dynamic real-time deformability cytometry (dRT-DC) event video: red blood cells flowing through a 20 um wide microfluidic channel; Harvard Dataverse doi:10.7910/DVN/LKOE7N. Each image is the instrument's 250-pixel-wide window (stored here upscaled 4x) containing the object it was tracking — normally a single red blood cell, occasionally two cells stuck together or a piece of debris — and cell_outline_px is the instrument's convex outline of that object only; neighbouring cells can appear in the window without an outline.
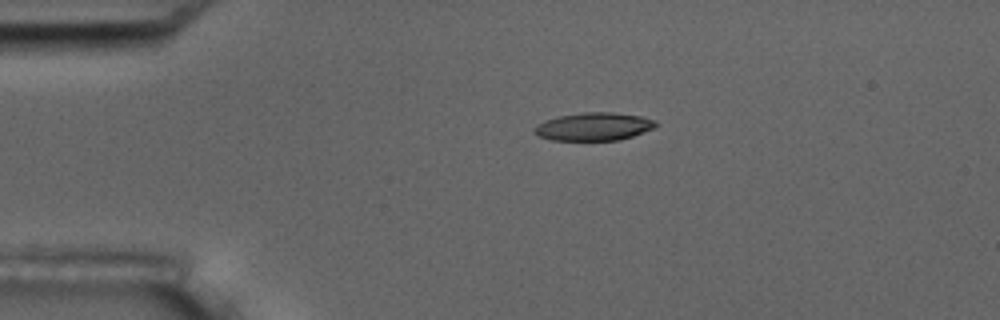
{"species": "common noctule bat (a hibernating species)", "species_latin": "Nyctalus noctula", "temperature_condition": "room temperature", "stored_images_in_passage": 5, "camera_frame_rate_fps": 3000, "um_per_image_px": 0.085, "animal": {"sex": "male", "body_mass_g": 17.5, "forearm_length_mm": 52.3}, "frame": {"image": 1, "passage_image": 5, "time_ms": 5.333, "image_size_px": [1000, 320], "cell_outline_px": [[660, 124], [652, 128], [632, 136], [620, 140], [552, 140], [540, 136], [532, 132], [532, 128], [536, 124], [544, 120], [560, 116], [584, 112], [612, 112], [640, 116], [656, 120]], "centroid_in_image_um": [50.45, 10.75], "position_along_channel_um": 34.6, "area_um2": 19.83}}